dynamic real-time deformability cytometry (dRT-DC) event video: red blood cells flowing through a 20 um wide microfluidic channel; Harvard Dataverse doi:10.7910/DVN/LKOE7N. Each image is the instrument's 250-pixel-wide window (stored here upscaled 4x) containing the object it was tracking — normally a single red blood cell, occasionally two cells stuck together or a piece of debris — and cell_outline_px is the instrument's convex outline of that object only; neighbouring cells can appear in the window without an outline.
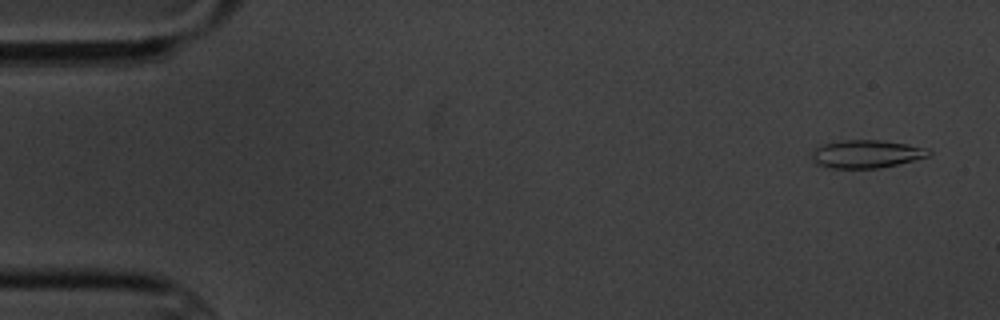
{"species": "common noctule bat (a hibernating species)", "species_latin": "Nyctalus noctula", "temperature_condition": "cold", "stored_images_in_passage": 5, "camera_frame_rate_fps": 3000, "um_per_image_px": 0.085, "animal": {"sex": "male", "body_mass_g": 20.1, "forearm_length_mm": 53.5}, "frame": {"image": 1, "passage_image": 5, "time_ms": 5.0, "image_size_px": [1000, 320], "cell_outline_px": [[932, 152], [928, 156], [880, 168], [832, 168], [816, 164], [812, 160], [808, 152], [824, 144], [844, 140], [880, 140], [928, 148]], "centroid_in_image_um": [73.58, 13.09], "position_along_channel_um": 11.4, "area_um2": 18.96}}